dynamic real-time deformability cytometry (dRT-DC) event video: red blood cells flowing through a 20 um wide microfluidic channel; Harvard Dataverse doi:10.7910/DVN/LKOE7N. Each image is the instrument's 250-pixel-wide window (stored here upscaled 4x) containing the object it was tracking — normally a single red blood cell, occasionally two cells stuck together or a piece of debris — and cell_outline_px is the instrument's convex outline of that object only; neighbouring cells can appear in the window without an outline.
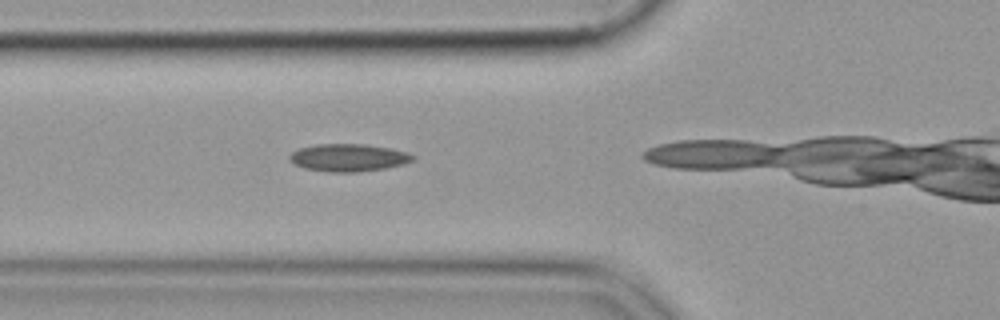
{"species": "common noctule bat (a hibernating species)", "species_latin": "Nyctalus noctula", "temperature_condition": "cold", "stored_images_in_passage": 10, "camera_frame_rate_fps": 3000, "um_per_image_px": 0.085, "animal": {"sex": "female", "body_mass_g": 19.9}, "frame": {"image": 1, "passage_image": 4, "time_ms": 1.0, "image_size_px": [1000, 320], "cell_outline_px": [[416, 160], [404, 164], [384, 168], [356, 172], [328, 172], [304, 168], [292, 164], [288, 160], [288, 156], [292, 152], [300, 148], [316, 144], [368, 144], [388, 148], [404, 152], [416, 156]], "centroid_in_image_um": [29.58, 13.4], "position_along_channel_um": 96.2, "area_um2": 19.88}}